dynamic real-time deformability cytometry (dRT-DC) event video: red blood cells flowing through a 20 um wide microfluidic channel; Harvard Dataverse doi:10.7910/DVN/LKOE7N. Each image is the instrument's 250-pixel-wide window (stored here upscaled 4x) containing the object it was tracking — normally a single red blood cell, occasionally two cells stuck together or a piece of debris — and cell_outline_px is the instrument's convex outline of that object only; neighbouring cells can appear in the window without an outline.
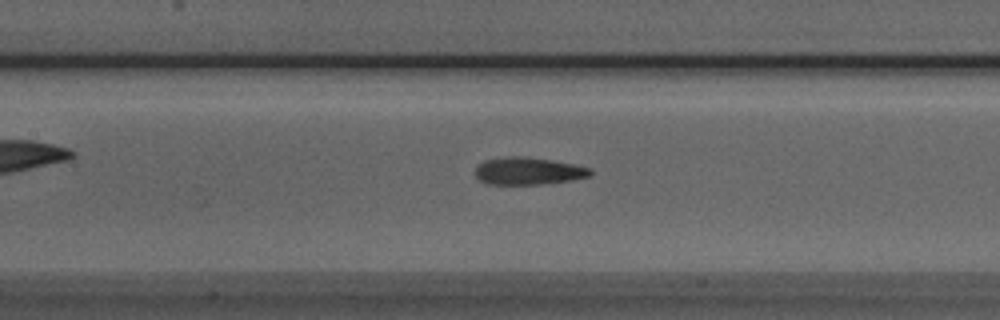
{"species": "Egyptian fruit bat (a non-hibernating species)", "species_latin": "Rousettus aegyptiacus", "temperature_condition": "room temperature", "stored_images_in_passage": 51, "camera_frame_rate_fps": 3000, "um_per_image_px": 0.085, "animal": {"sex": "male"}, "frame": {"image": 1, "passage_image": 22, "time_ms": 7.0, "image_size_px": [1000, 320], "cell_outline_px": [[592, 172], [588, 176], [572, 180], [540, 184], [484, 184], [476, 176], [476, 168], [484, 160], [512, 156], [520, 156], [552, 160], [572, 164], [588, 168]], "centroid_in_image_um": [44.86, 14.54], "position_along_channel_um": 162.5, "area_um2": 18.03}}
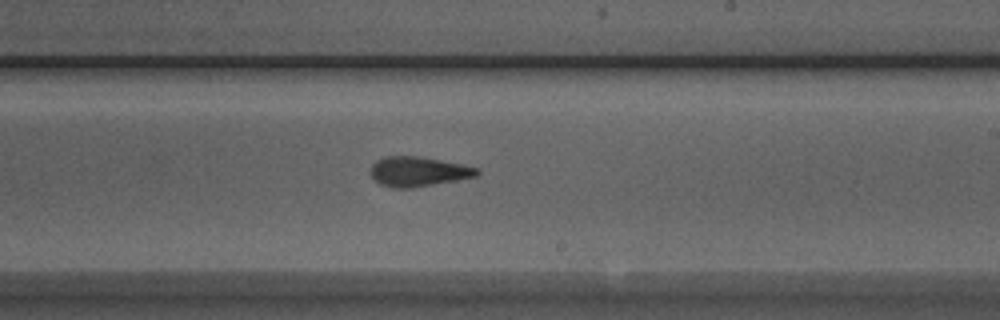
{"frame": {"image": 2, "passage_image": 29, "time_ms": 9.333, "image_size_px": [1000, 320], "cell_outline_px": [[480, 172], [476, 176], [456, 180], [412, 188], [392, 188], [380, 184], [368, 172], [372, 164], [376, 160], [384, 156], [416, 156], [460, 164], [480, 168]], "centroid_in_image_um": [35.5, 14.58], "position_along_channel_um": 253.5, "area_um2": 18.38}}
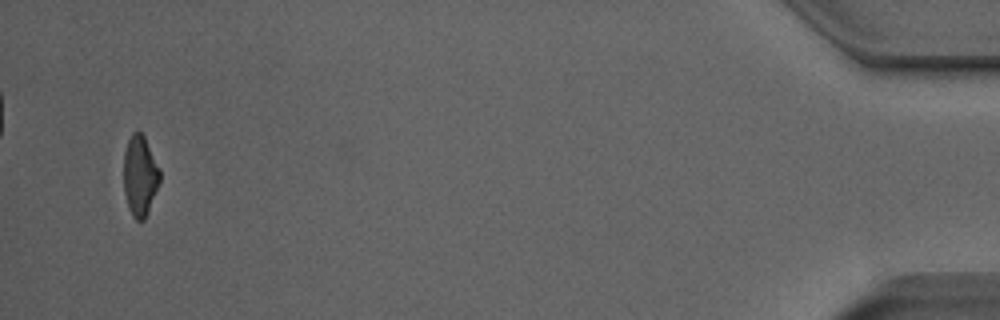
{"frame": {"image": 3, "passage_image": 49, "time_ms": 16.0, "image_size_px": [1000, 320], "cell_outline_px": [[160, 180], [144, 220], [136, 220], [132, 216], [128, 208], [124, 192], [124, 152], [128, 140], [132, 132], [140, 132], [144, 136], [160, 168]], "centroid_in_image_um": [11.89, 14.93], "position_along_channel_um": 423.3, "area_um2": 16.82}, "authors_computed_cell_mechanics": {"area_um2": 18.207, "velocity_mm_per_s": 3.9075, "shape_relaxation_time_tau1_ms": 6.5525, "shape_relaxation_time_tau2_ms": 2.6893, "deformation_change_tau1": 0.2215, "deformation_change_tau2": 0.1306}}